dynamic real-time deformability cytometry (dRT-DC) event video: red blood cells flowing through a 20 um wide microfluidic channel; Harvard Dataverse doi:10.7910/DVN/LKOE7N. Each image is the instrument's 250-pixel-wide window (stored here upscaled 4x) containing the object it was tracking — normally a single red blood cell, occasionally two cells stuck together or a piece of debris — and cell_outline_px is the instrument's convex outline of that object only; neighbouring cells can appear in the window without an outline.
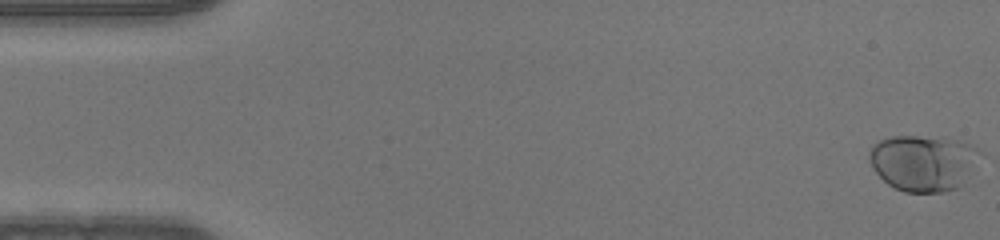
{"species": "human", "species_latin": "Homo sapiens", "temperature_condition": "warm", "stored_images_in_passage": 51, "camera_frame_rate_fps": 3000, "um_per_image_px": 0.085, "donor": {"sex": "male"}, "frame": {"image": 1, "passage_image": 1, "time_ms": 0.0, "image_size_px": [1000, 240], "cell_outline_px": [[984, 152], [956, 188], [944, 192], [904, 192], [888, 184], [872, 168], [868, 160], [868, 152], [880, 140], [892, 136], [916, 136], [960, 140], [980, 148]], "centroid_in_image_um": [78.46, 13.82], "position_along_channel_um": 6.5, "area_um2": 35.95}}
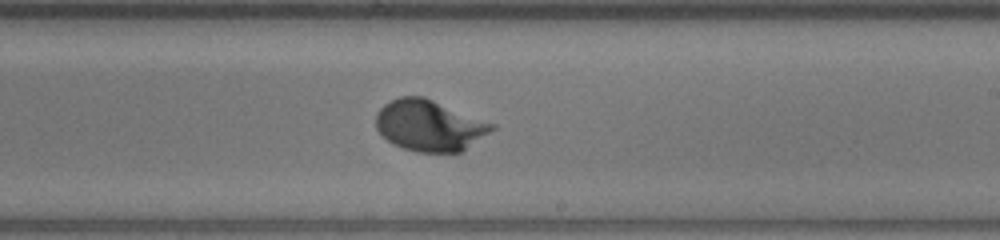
{"frame": {"image": 2, "passage_image": 30, "time_ms": 9.667, "image_size_px": [1000, 240], "cell_outline_px": [[496, 128], [460, 152], [416, 152], [392, 144], [376, 128], [376, 112], [384, 104], [400, 96], [424, 96], [496, 124]], "centroid_in_image_um": [36.5, 10.66], "position_along_channel_um": 252.5, "area_um2": 34.45}}
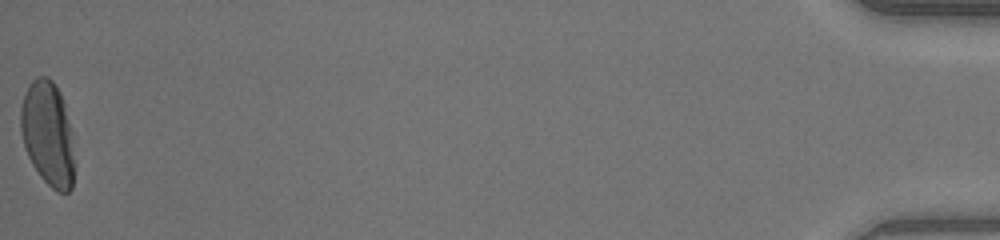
{"frame": {"image": 3, "passage_image": 51, "time_ms": 16.667, "image_size_px": [1000, 240], "cell_outline_px": [[72, 188], [68, 192], [56, 192], [40, 176], [32, 164], [28, 156], [24, 144], [20, 128], [20, 108], [24, 92], [32, 80], [36, 76], [48, 76], [52, 80], [60, 92], [64, 104], [72, 132]], "centroid_in_image_um": [4.03, 11.32], "position_along_channel_um": 431.2, "area_um2": 32.54}}